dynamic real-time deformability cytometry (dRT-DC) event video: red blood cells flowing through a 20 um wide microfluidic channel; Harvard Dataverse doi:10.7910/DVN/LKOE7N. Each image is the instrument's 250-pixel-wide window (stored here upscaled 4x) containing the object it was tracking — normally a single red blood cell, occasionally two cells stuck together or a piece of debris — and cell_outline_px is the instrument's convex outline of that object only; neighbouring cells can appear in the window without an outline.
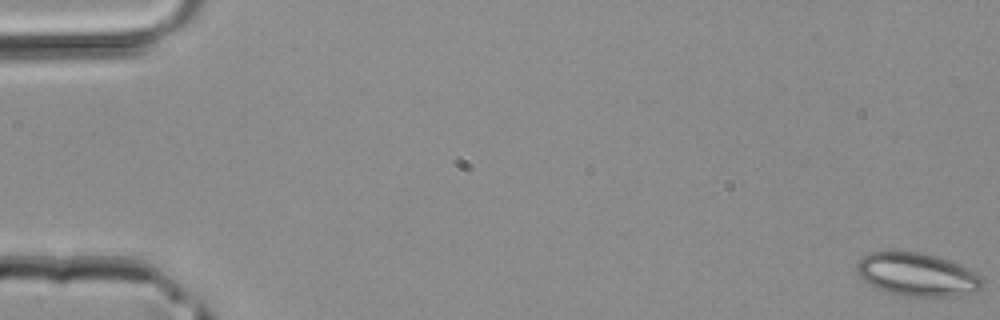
{"species": "common noctule bat (a hibernating species)", "species_latin": "Nyctalus noctula", "temperature_condition": "room temperature", "stored_images_in_passage": 46, "camera_frame_rate_fps": 3000, "um_per_image_px": 0.085, "animal": {"sex": "male", "body_mass_g": 20.4}, "frame": {"image": 1, "passage_image": 1, "time_ms": 0.0, "image_size_px": [1000, 320], "cell_outline_px": [[984, 284], [976, 292], [956, 296], [904, 296], [880, 288], [864, 280], [860, 276], [856, 268], [856, 260], [872, 252], [916, 252], [936, 256], [948, 260], [976, 272], [984, 280]], "centroid_in_image_um": [78.0, 23.34], "position_along_channel_um": 7.0, "area_um2": 31.15}}
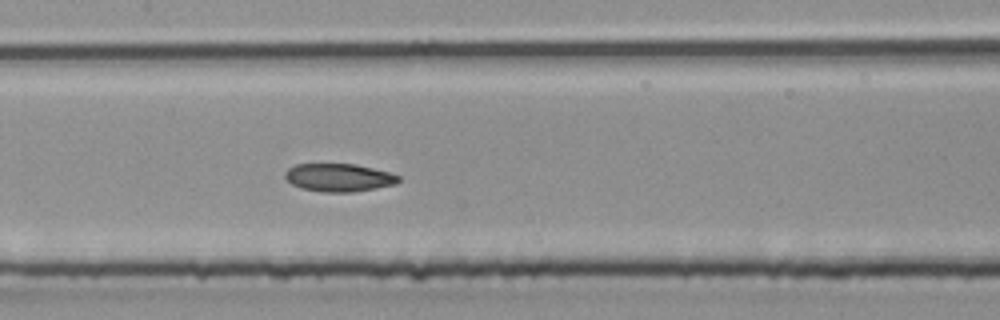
{"frame": {"image": 2, "passage_image": 23, "time_ms": 7.333, "image_size_px": [1000, 320], "cell_outline_px": [[400, 180], [396, 184], [352, 192], [324, 192], [300, 188], [292, 184], [284, 176], [284, 172], [288, 168], [296, 164], [356, 164], [388, 172], [400, 176]], "centroid_in_image_um": [28.78, 15.09], "position_along_channel_um": 178.6, "area_um2": 18.44}}
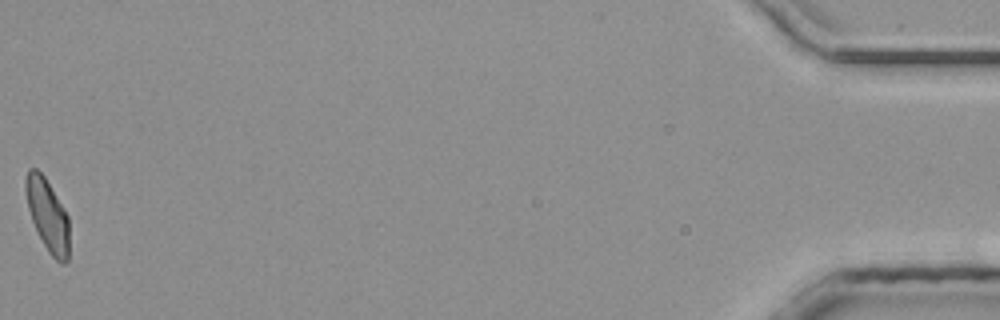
{"frame": {"image": 3, "passage_image": 46, "time_ms": 15.0, "image_size_px": [1000, 320], "cell_outline_px": [[68, 260], [64, 264], [60, 264], [48, 252], [36, 232], [28, 208], [24, 188], [24, 180], [28, 168], [36, 168], [44, 176], [68, 216]], "centroid_in_image_um": [4.01, 18.29], "position_along_channel_um": 431.2, "area_um2": 18.32}}